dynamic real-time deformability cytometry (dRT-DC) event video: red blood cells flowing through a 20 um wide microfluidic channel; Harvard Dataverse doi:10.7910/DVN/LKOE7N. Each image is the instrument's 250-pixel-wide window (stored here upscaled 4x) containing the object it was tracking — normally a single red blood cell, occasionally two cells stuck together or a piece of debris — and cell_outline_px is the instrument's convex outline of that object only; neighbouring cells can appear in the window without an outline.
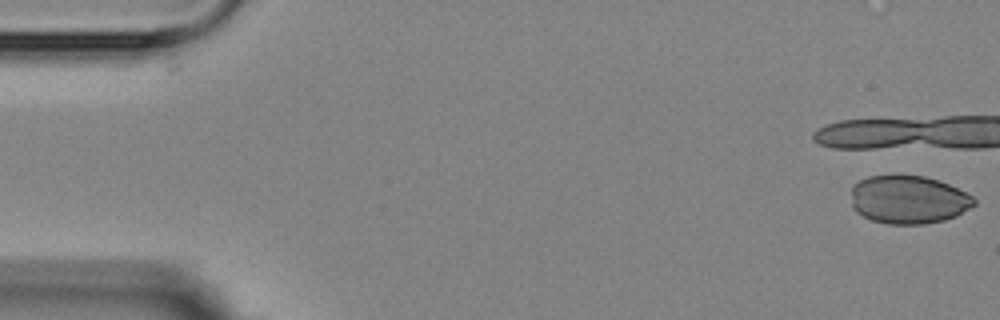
{"species": "Egyptian fruit bat (a non-hibernating species)", "species_latin": "Rousettus aegyptiacus", "temperature_condition": "room temperature", "stored_images_in_passage": 7, "camera_frame_rate_fps": 3000, "um_per_image_px": 0.085, "animal": {"sex": "female"}, "frame": {"image": 1, "passage_image": 1, "time_ms": 0.0, "image_size_px": [1000, 320], "cell_outline_px": [[976, 204], [956, 216], [944, 220], [924, 224], [888, 224], [872, 220], [856, 212], [852, 208], [852, 184], [868, 176], [924, 176], [940, 180], [972, 196], [976, 200]], "centroid_in_image_um": [77.21, 16.97], "position_along_channel_um": 7.8, "area_um2": 34.51}}
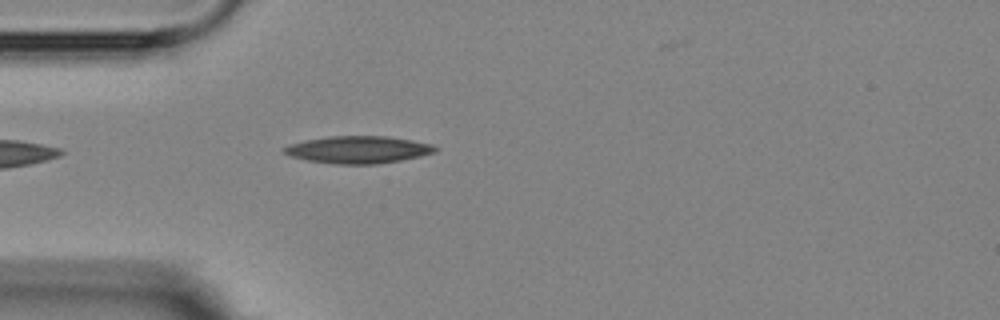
{"frame": {"image": 2, "passage_image": 7, "time_ms": 6.667, "image_size_px": [1000, 320], "cell_outline_px": [[440, 148], [436, 152], [420, 156], [400, 160], [376, 164], [336, 164], [308, 160], [292, 156], [284, 152], [280, 148], [288, 144], [304, 140], [328, 136], [388, 136], [412, 140], [432, 144]], "centroid_in_image_um": [30.45, 12.71], "position_along_channel_um": 54.5, "area_um2": 24.1}}